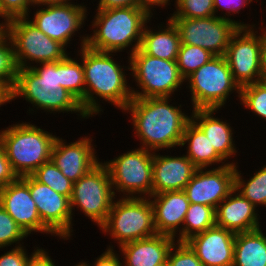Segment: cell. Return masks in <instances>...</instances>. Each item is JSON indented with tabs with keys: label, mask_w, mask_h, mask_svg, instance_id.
I'll return each instance as SVG.
<instances>
[{
	"label": "cell",
	"mask_w": 266,
	"mask_h": 266,
	"mask_svg": "<svg viewBox=\"0 0 266 266\" xmlns=\"http://www.w3.org/2000/svg\"><path fill=\"white\" fill-rule=\"evenodd\" d=\"M17 72L18 67L12 40L2 29L0 31V87L11 93L16 82Z\"/></svg>",
	"instance_id": "cell-31"
},
{
	"label": "cell",
	"mask_w": 266,
	"mask_h": 266,
	"mask_svg": "<svg viewBox=\"0 0 266 266\" xmlns=\"http://www.w3.org/2000/svg\"><path fill=\"white\" fill-rule=\"evenodd\" d=\"M60 83L61 60L18 69L16 82L10 93L11 102L16 98L25 99L33 106L29 107V113L36 108L53 114L74 112L81 119H88L80 102L61 87Z\"/></svg>",
	"instance_id": "cell-3"
},
{
	"label": "cell",
	"mask_w": 266,
	"mask_h": 266,
	"mask_svg": "<svg viewBox=\"0 0 266 266\" xmlns=\"http://www.w3.org/2000/svg\"><path fill=\"white\" fill-rule=\"evenodd\" d=\"M215 216L217 226L235 234L261 228L258 209L235 189L217 206Z\"/></svg>",
	"instance_id": "cell-22"
},
{
	"label": "cell",
	"mask_w": 266,
	"mask_h": 266,
	"mask_svg": "<svg viewBox=\"0 0 266 266\" xmlns=\"http://www.w3.org/2000/svg\"><path fill=\"white\" fill-rule=\"evenodd\" d=\"M0 205L28 236L33 232L55 236L42 222L29 189V175L0 189Z\"/></svg>",
	"instance_id": "cell-17"
},
{
	"label": "cell",
	"mask_w": 266,
	"mask_h": 266,
	"mask_svg": "<svg viewBox=\"0 0 266 266\" xmlns=\"http://www.w3.org/2000/svg\"><path fill=\"white\" fill-rule=\"evenodd\" d=\"M45 249L40 248L30 259L27 266H56Z\"/></svg>",
	"instance_id": "cell-43"
},
{
	"label": "cell",
	"mask_w": 266,
	"mask_h": 266,
	"mask_svg": "<svg viewBox=\"0 0 266 266\" xmlns=\"http://www.w3.org/2000/svg\"><path fill=\"white\" fill-rule=\"evenodd\" d=\"M262 25L238 27L232 34L224 57L230 67L234 81L241 87L262 80ZM258 34V35H257Z\"/></svg>",
	"instance_id": "cell-12"
},
{
	"label": "cell",
	"mask_w": 266,
	"mask_h": 266,
	"mask_svg": "<svg viewBox=\"0 0 266 266\" xmlns=\"http://www.w3.org/2000/svg\"><path fill=\"white\" fill-rule=\"evenodd\" d=\"M88 262L86 261H81V262H79V263H77V264H75L74 266H88V264H87Z\"/></svg>",
	"instance_id": "cell-49"
},
{
	"label": "cell",
	"mask_w": 266,
	"mask_h": 266,
	"mask_svg": "<svg viewBox=\"0 0 266 266\" xmlns=\"http://www.w3.org/2000/svg\"><path fill=\"white\" fill-rule=\"evenodd\" d=\"M29 189L41 222L56 236L69 240L73 232L70 199L29 175ZM72 228V229H71Z\"/></svg>",
	"instance_id": "cell-16"
},
{
	"label": "cell",
	"mask_w": 266,
	"mask_h": 266,
	"mask_svg": "<svg viewBox=\"0 0 266 266\" xmlns=\"http://www.w3.org/2000/svg\"><path fill=\"white\" fill-rule=\"evenodd\" d=\"M191 92L192 109H217L234 91L240 97V86L234 81L224 56H215L185 79Z\"/></svg>",
	"instance_id": "cell-6"
},
{
	"label": "cell",
	"mask_w": 266,
	"mask_h": 266,
	"mask_svg": "<svg viewBox=\"0 0 266 266\" xmlns=\"http://www.w3.org/2000/svg\"><path fill=\"white\" fill-rule=\"evenodd\" d=\"M215 55L199 46L181 44L177 56V66L184 80L198 68L209 62Z\"/></svg>",
	"instance_id": "cell-33"
},
{
	"label": "cell",
	"mask_w": 266,
	"mask_h": 266,
	"mask_svg": "<svg viewBox=\"0 0 266 266\" xmlns=\"http://www.w3.org/2000/svg\"><path fill=\"white\" fill-rule=\"evenodd\" d=\"M177 27L181 44L199 46L215 56H224L238 26L220 16L207 18H169Z\"/></svg>",
	"instance_id": "cell-13"
},
{
	"label": "cell",
	"mask_w": 266,
	"mask_h": 266,
	"mask_svg": "<svg viewBox=\"0 0 266 266\" xmlns=\"http://www.w3.org/2000/svg\"><path fill=\"white\" fill-rule=\"evenodd\" d=\"M97 9L139 6L138 0H99Z\"/></svg>",
	"instance_id": "cell-44"
},
{
	"label": "cell",
	"mask_w": 266,
	"mask_h": 266,
	"mask_svg": "<svg viewBox=\"0 0 266 266\" xmlns=\"http://www.w3.org/2000/svg\"><path fill=\"white\" fill-rule=\"evenodd\" d=\"M86 5L71 3L44 6L38 8L33 19L27 17L49 38L63 44L66 48L76 31L85 24L88 16ZM31 19V20H30Z\"/></svg>",
	"instance_id": "cell-14"
},
{
	"label": "cell",
	"mask_w": 266,
	"mask_h": 266,
	"mask_svg": "<svg viewBox=\"0 0 266 266\" xmlns=\"http://www.w3.org/2000/svg\"><path fill=\"white\" fill-rule=\"evenodd\" d=\"M30 0H0V18L4 19L2 25L15 19L30 17Z\"/></svg>",
	"instance_id": "cell-38"
},
{
	"label": "cell",
	"mask_w": 266,
	"mask_h": 266,
	"mask_svg": "<svg viewBox=\"0 0 266 266\" xmlns=\"http://www.w3.org/2000/svg\"><path fill=\"white\" fill-rule=\"evenodd\" d=\"M176 11L167 18H207L215 16L213 0H177Z\"/></svg>",
	"instance_id": "cell-35"
},
{
	"label": "cell",
	"mask_w": 266,
	"mask_h": 266,
	"mask_svg": "<svg viewBox=\"0 0 266 266\" xmlns=\"http://www.w3.org/2000/svg\"><path fill=\"white\" fill-rule=\"evenodd\" d=\"M10 92L2 87H0V107L5 105V103H10Z\"/></svg>",
	"instance_id": "cell-48"
},
{
	"label": "cell",
	"mask_w": 266,
	"mask_h": 266,
	"mask_svg": "<svg viewBox=\"0 0 266 266\" xmlns=\"http://www.w3.org/2000/svg\"><path fill=\"white\" fill-rule=\"evenodd\" d=\"M93 18V34L87 35V46L116 54L132 47L129 55L139 49L143 29L151 20V16L140 6L96 9Z\"/></svg>",
	"instance_id": "cell-4"
},
{
	"label": "cell",
	"mask_w": 266,
	"mask_h": 266,
	"mask_svg": "<svg viewBox=\"0 0 266 266\" xmlns=\"http://www.w3.org/2000/svg\"><path fill=\"white\" fill-rule=\"evenodd\" d=\"M171 101L170 97L132 98L123 110L131 116L140 147L153 152L180 147L191 116L182 112L181 104L173 106Z\"/></svg>",
	"instance_id": "cell-2"
},
{
	"label": "cell",
	"mask_w": 266,
	"mask_h": 266,
	"mask_svg": "<svg viewBox=\"0 0 266 266\" xmlns=\"http://www.w3.org/2000/svg\"><path fill=\"white\" fill-rule=\"evenodd\" d=\"M89 136L81 137L75 142L66 143L65 139L56 137L51 151V160L57 168L73 183L83 177L98 162L96 150ZM92 143V144H91Z\"/></svg>",
	"instance_id": "cell-18"
},
{
	"label": "cell",
	"mask_w": 266,
	"mask_h": 266,
	"mask_svg": "<svg viewBox=\"0 0 266 266\" xmlns=\"http://www.w3.org/2000/svg\"><path fill=\"white\" fill-rule=\"evenodd\" d=\"M18 176L14 173L2 142L0 141V189L15 181Z\"/></svg>",
	"instance_id": "cell-41"
},
{
	"label": "cell",
	"mask_w": 266,
	"mask_h": 266,
	"mask_svg": "<svg viewBox=\"0 0 266 266\" xmlns=\"http://www.w3.org/2000/svg\"><path fill=\"white\" fill-rule=\"evenodd\" d=\"M77 58L69 54L61 60V83L60 86L69 91L81 104L85 112V76L84 68Z\"/></svg>",
	"instance_id": "cell-28"
},
{
	"label": "cell",
	"mask_w": 266,
	"mask_h": 266,
	"mask_svg": "<svg viewBox=\"0 0 266 266\" xmlns=\"http://www.w3.org/2000/svg\"><path fill=\"white\" fill-rule=\"evenodd\" d=\"M262 231L235 235L233 266H266V234Z\"/></svg>",
	"instance_id": "cell-27"
},
{
	"label": "cell",
	"mask_w": 266,
	"mask_h": 266,
	"mask_svg": "<svg viewBox=\"0 0 266 266\" xmlns=\"http://www.w3.org/2000/svg\"><path fill=\"white\" fill-rule=\"evenodd\" d=\"M103 163L109 171L115 197L116 193H123L121 197L152 196L153 151L139 147Z\"/></svg>",
	"instance_id": "cell-10"
},
{
	"label": "cell",
	"mask_w": 266,
	"mask_h": 266,
	"mask_svg": "<svg viewBox=\"0 0 266 266\" xmlns=\"http://www.w3.org/2000/svg\"><path fill=\"white\" fill-rule=\"evenodd\" d=\"M149 199L157 234L176 237V241L183 242V222L190 204L184 190L165 191Z\"/></svg>",
	"instance_id": "cell-19"
},
{
	"label": "cell",
	"mask_w": 266,
	"mask_h": 266,
	"mask_svg": "<svg viewBox=\"0 0 266 266\" xmlns=\"http://www.w3.org/2000/svg\"><path fill=\"white\" fill-rule=\"evenodd\" d=\"M235 170L233 164L211 169L198 168L184 192L190 203L217 206L235 189Z\"/></svg>",
	"instance_id": "cell-15"
},
{
	"label": "cell",
	"mask_w": 266,
	"mask_h": 266,
	"mask_svg": "<svg viewBox=\"0 0 266 266\" xmlns=\"http://www.w3.org/2000/svg\"><path fill=\"white\" fill-rule=\"evenodd\" d=\"M3 29L12 40L18 69L30 68L34 63L57 62L69 54L63 44L49 38L27 17L8 21Z\"/></svg>",
	"instance_id": "cell-9"
},
{
	"label": "cell",
	"mask_w": 266,
	"mask_h": 266,
	"mask_svg": "<svg viewBox=\"0 0 266 266\" xmlns=\"http://www.w3.org/2000/svg\"><path fill=\"white\" fill-rule=\"evenodd\" d=\"M24 238H27V235L0 205V249L12 244L14 246V243L16 247L23 246L21 242Z\"/></svg>",
	"instance_id": "cell-36"
},
{
	"label": "cell",
	"mask_w": 266,
	"mask_h": 266,
	"mask_svg": "<svg viewBox=\"0 0 266 266\" xmlns=\"http://www.w3.org/2000/svg\"><path fill=\"white\" fill-rule=\"evenodd\" d=\"M216 225L215 209L190 203L183 222V242Z\"/></svg>",
	"instance_id": "cell-30"
},
{
	"label": "cell",
	"mask_w": 266,
	"mask_h": 266,
	"mask_svg": "<svg viewBox=\"0 0 266 266\" xmlns=\"http://www.w3.org/2000/svg\"><path fill=\"white\" fill-rule=\"evenodd\" d=\"M112 202L106 222L99 228L120 247L157 234L149 198L120 197Z\"/></svg>",
	"instance_id": "cell-7"
},
{
	"label": "cell",
	"mask_w": 266,
	"mask_h": 266,
	"mask_svg": "<svg viewBox=\"0 0 266 266\" xmlns=\"http://www.w3.org/2000/svg\"><path fill=\"white\" fill-rule=\"evenodd\" d=\"M168 235L155 234L118 247L124 266H161L167 263L168 253L175 242Z\"/></svg>",
	"instance_id": "cell-23"
},
{
	"label": "cell",
	"mask_w": 266,
	"mask_h": 266,
	"mask_svg": "<svg viewBox=\"0 0 266 266\" xmlns=\"http://www.w3.org/2000/svg\"><path fill=\"white\" fill-rule=\"evenodd\" d=\"M263 45H262V80L266 81V28L263 26Z\"/></svg>",
	"instance_id": "cell-47"
},
{
	"label": "cell",
	"mask_w": 266,
	"mask_h": 266,
	"mask_svg": "<svg viewBox=\"0 0 266 266\" xmlns=\"http://www.w3.org/2000/svg\"><path fill=\"white\" fill-rule=\"evenodd\" d=\"M113 248V245H109L105 252L95 259L92 266H124L123 262L120 261L122 260V258H120L121 255L115 253L116 251L113 250ZM88 266H91V264L88 263Z\"/></svg>",
	"instance_id": "cell-42"
},
{
	"label": "cell",
	"mask_w": 266,
	"mask_h": 266,
	"mask_svg": "<svg viewBox=\"0 0 266 266\" xmlns=\"http://www.w3.org/2000/svg\"><path fill=\"white\" fill-rule=\"evenodd\" d=\"M240 172L238 165H236L235 190L255 207H258V205L266 207V165L254 172V175L246 181Z\"/></svg>",
	"instance_id": "cell-29"
},
{
	"label": "cell",
	"mask_w": 266,
	"mask_h": 266,
	"mask_svg": "<svg viewBox=\"0 0 266 266\" xmlns=\"http://www.w3.org/2000/svg\"><path fill=\"white\" fill-rule=\"evenodd\" d=\"M166 23V26L160 24V27L156 28L158 30L150 26L148 28L146 23L139 48L152 57L176 61L181 45L180 35L177 27L169 18Z\"/></svg>",
	"instance_id": "cell-25"
},
{
	"label": "cell",
	"mask_w": 266,
	"mask_h": 266,
	"mask_svg": "<svg viewBox=\"0 0 266 266\" xmlns=\"http://www.w3.org/2000/svg\"><path fill=\"white\" fill-rule=\"evenodd\" d=\"M130 71L138 89L131 87L133 98L170 97L181 88L185 80L176 61L145 54L140 48L129 55Z\"/></svg>",
	"instance_id": "cell-8"
},
{
	"label": "cell",
	"mask_w": 266,
	"mask_h": 266,
	"mask_svg": "<svg viewBox=\"0 0 266 266\" xmlns=\"http://www.w3.org/2000/svg\"><path fill=\"white\" fill-rule=\"evenodd\" d=\"M168 266H203L187 242L175 241L167 257Z\"/></svg>",
	"instance_id": "cell-37"
},
{
	"label": "cell",
	"mask_w": 266,
	"mask_h": 266,
	"mask_svg": "<svg viewBox=\"0 0 266 266\" xmlns=\"http://www.w3.org/2000/svg\"><path fill=\"white\" fill-rule=\"evenodd\" d=\"M187 144V145H186ZM186 145V157L193 162L197 168H206L217 163L218 167L226 164L237 165V162H226L216 151L205 133L190 120L185 127L180 148ZM226 162V163H225ZM221 163V164H220Z\"/></svg>",
	"instance_id": "cell-26"
},
{
	"label": "cell",
	"mask_w": 266,
	"mask_h": 266,
	"mask_svg": "<svg viewBox=\"0 0 266 266\" xmlns=\"http://www.w3.org/2000/svg\"><path fill=\"white\" fill-rule=\"evenodd\" d=\"M252 2L253 0H213L215 16L216 14H218V10L222 9V12L224 10L225 12H227L224 13L223 16L219 15L221 18L233 21L238 27H255L256 24L250 25V23L246 24L244 22L235 21L234 19H231L232 15L239 14L240 10L243 9V7L251 4Z\"/></svg>",
	"instance_id": "cell-39"
},
{
	"label": "cell",
	"mask_w": 266,
	"mask_h": 266,
	"mask_svg": "<svg viewBox=\"0 0 266 266\" xmlns=\"http://www.w3.org/2000/svg\"><path fill=\"white\" fill-rule=\"evenodd\" d=\"M239 100L244 108L266 120V81L261 80L241 87Z\"/></svg>",
	"instance_id": "cell-34"
},
{
	"label": "cell",
	"mask_w": 266,
	"mask_h": 266,
	"mask_svg": "<svg viewBox=\"0 0 266 266\" xmlns=\"http://www.w3.org/2000/svg\"><path fill=\"white\" fill-rule=\"evenodd\" d=\"M80 39V50L77 53L84 68L86 115L92 117L103 112L97 97L99 100L102 98V101H108L123 112L133 98L131 86L125 75L126 69L130 71L129 56V65L124 67L114 60V53L89 48L86 34L83 37L81 35Z\"/></svg>",
	"instance_id": "cell-1"
},
{
	"label": "cell",
	"mask_w": 266,
	"mask_h": 266,
	"mask_svg": "<svg viewBox=\"0 0 266 266\" xmlns=\"http://www.w3.org/2000/svg\"><path fill=\"white\" fill-rule=\"evenodd\" d=\"M197 169L185 154L171 156L153 152L152 195L184 190Z\"/></svg>",
	"instance_id": "cell-21"
},
{
	"label": "cell",
	"mask_w": 266,
	"mask_h": 266,
	"mask_svg": "<svg viewBox=\"0 0 266 266\" xmlns=\"http://www.w3.org/2000/svg\"><path fill=\"white\" fill-rule=\"evenodd\" d=\"M217 109L192 110L191 120L205 133L215 151L225 160L234 157L237 148L234 144L233 128L229 122L214 117Z\"/></svg>",
	"instance_id": "cell-24"
},
{
	"label": "cell",
	"mask_w": 266,
	"mask_h": 266,
	"mask_svg": "<svg viewBox=\"0 0 266 266\" xmlns=\"http://www.w3.org/2000/svg\"><path fill=\"white\" fill-rule=\"evenodd\" d=\"M31 176L38 182L49 186L57 193L67 196L72 195L73 182L70 181L59 168L49 160L43 163Z\"/></svg>",
	"instance_id": "cell-32"
},
{
	"label": "cell",
	"mask_w": 266,
	"mask_h": 266,
	"mask_svg": "<svg viewBox=\"0 0 266 266\" xmlns=\"http://www.w3.org/2000/svg\"><path fill=\"white\" fill-rule=\"evenodd\" d=\"M56 137L29 122L13 124L0 130V141L18 177L31 175L43 163L51 160Z\"/></svg>",
	"instance_id": "cell-5"
},
{
	"label": "cell",
	"mask_w": 266,
	"mask_h": 266,
	"mask_svg": "<svg viewBox=\"0 0 266 266\" xmlns=\"http://www.w3.org/2000/svg\"><path fill=\"white\" fill-rule=\"evenodd\" d=\"M235 233L217 225L186 242L203 266H233Z\"/></svg>",
	"instance_id": "cell-20"
},
{
	"label": "cell",
	"mask_w": 266,
	"mask_h": 266,
	"mask_svg": "<svg viewBox=\"0 0 266 266\" xmlns=\"http://www.w3.org/2000/svg\"><path fill=\"white\" fill-rule=\"evenodd\" d=\"M172 1V0H171ZM139 6L144 9L151 17H153V11L156 6L164 8L170 5V0H138ZM177 2V0H175ZM153 10V11H152Z\"/></svg>",
	"instance_id": "cell-45"
},
{
	"label": "cell",
	"mask_w": 266,
	"mask_h": 266,
	"mask_svg": "<svg viewBox=\"0 0 266 266\" xmlns=\"http://www.w3.org/2000/svg\"><path fill=\"white\" fill-rule=\"evenodd\" d=\"M114 199L109 171L105 164L99 161L73 183L70 197L72 217L76 207L100 228L107 220Z\"/></svg>",
	"instance_id": "cell-11"
},
{
	"label": "cell",
	"mask_w": 266,
	"mask_h": 266,
	"mask_svg": "<svg viewBox=\"0 0 266 266\" xmlns=\"http://www.w3.org/2000/svg\"><path fill=\"white\" fill-rule=\"evenodd\" d=\"M25 246H14L0 256V266H27L29 259L40 249L35 247L34 252L28 255Z\"/></svg>",
	"instance_id": "cell-40"
},
{
	"label": "cell",
	"mask_w": 266,
	"mask_h": 266,
	"mask_svg": "<svg viewBox=\"0 0 266 266\" xmlns=\"http://www.w3.org/2000/svg\"><path fill=\"white\" fill-rule=\"evenodd\" d=\"M33 8L36 7H43V6H50V5H59V4H66L71 3L72 0H30Z\"/></svg>",
	"instance_id": "cell-46"
}]
</instances>
